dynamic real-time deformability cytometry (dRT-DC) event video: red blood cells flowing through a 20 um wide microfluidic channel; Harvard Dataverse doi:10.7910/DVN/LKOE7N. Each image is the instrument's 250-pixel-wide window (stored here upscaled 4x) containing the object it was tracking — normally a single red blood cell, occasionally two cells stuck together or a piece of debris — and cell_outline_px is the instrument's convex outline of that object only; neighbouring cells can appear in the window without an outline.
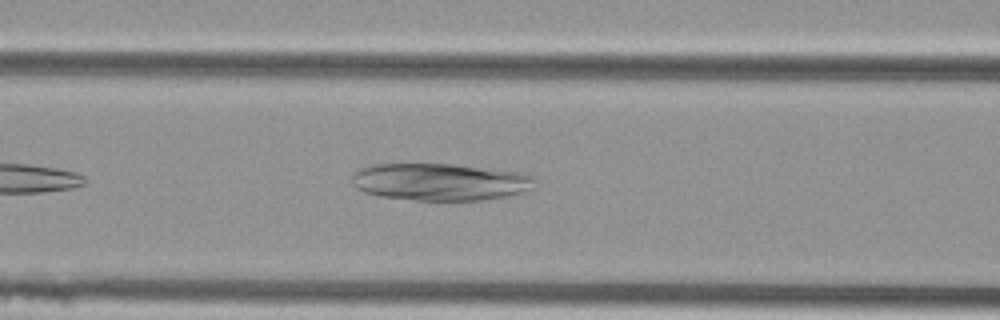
{"species": "Egyptian fruit bat (a non-hibernating species)", "species_latin": "Rousettus aegyptiacus", "temperature_condition": "cold", "stored_images_in_passage": 34, "camera_frame_rate_fps": 3000, "um_per_image_px": 0.085, "animal": {"sex": "female"}, "frame": {"image": 1, "passage_image": 8, "time_ms": 2.333, "image_size_px": [1000, 320], "cell_outline_px": [[536, 188], [524, 192], [508, 196], [480, 200], [416, 200], [380, 196], [364, 192], [356, 188], [352, 184], [352, 172], [356, 168], [372, 164], [452, 164], [520, 172], [536, 176]], "centroid_in_image_um": [37.42, 15.45], "position_along_channel_um": 129.2, "area_um2": 40.17}}
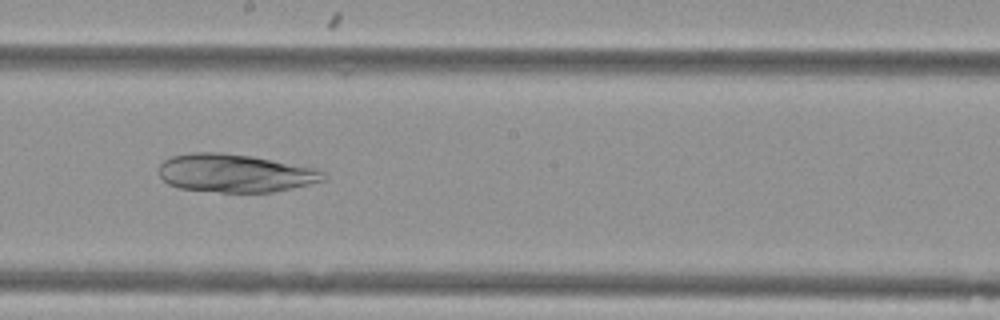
{"frame": {"image": 2, "passage_image": 16, "time_ms": 5.0, "image_size_px": [1000, 320], "cell_outline_px": [[328, 180], [292, 188], [272, 192], [220, 192], [180, 188], [168, 184], [160, 176], [160, 164], [164, 160], [172, 156], [192, 152], [220, 152], [252, 156], [316, 168], [324, 172]], "centroid_in_image_um": [20.01, 14.71], "position_along_channel_um": 228.2, "area_um2": 36.65}}
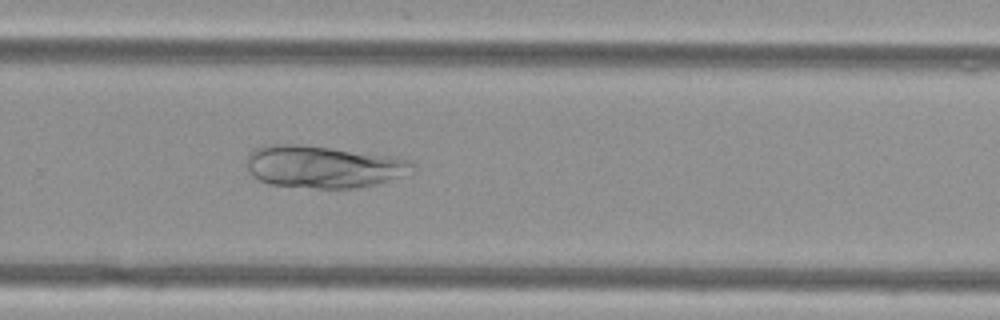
{"frame": {"image": 3, "passage_image": 22, "time_ms": 7.0, "image_size_px": [1000, 320], "cell_outline_px": [[416, 168], [412, 172], [376, 184], [356, 188], [316, 188], [268, 184], [252, 176], [248, 172], [244, 160], [248, 152], [256, 148], [276, 144], [296, 144], [332, 148], [388, 156], [408, 160]], "centroid_in_image_um": [27.4, 14.17], "position_along_channel_um": 302.4, "area_um2": 40.69}}